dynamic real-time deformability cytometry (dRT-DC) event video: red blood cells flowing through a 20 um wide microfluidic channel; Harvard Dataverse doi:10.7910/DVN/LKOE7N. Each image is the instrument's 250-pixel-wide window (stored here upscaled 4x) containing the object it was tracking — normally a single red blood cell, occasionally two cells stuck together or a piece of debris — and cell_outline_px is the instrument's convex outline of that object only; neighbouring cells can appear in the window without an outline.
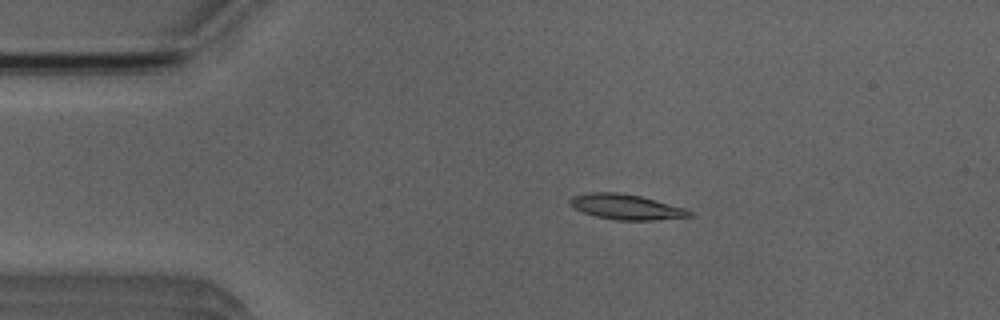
{"species": "Egyptian fruit bat (a non-hibernating species)", "species_latin": "Rousettus aegyptiacus", "temperature_condition": "room temperature", "stored_images_in_passage": 4, "camera_frame_rate_fps": 3000, "um_per_image_px": 0.085, "animal": {"sex": "male"}, "frame": {"image": 1, "passage_image": 3, "time_ms": 2.333, "image_size_px": [1000, 320], "cell_outline_px": [[692, 216], [652, 220], [616, 220], [596, 216], [572, 208], [568, 204], [568, 200], [572, 196], [592, 192], [616, 192], [640, 196], [684, 208], [692, 212]], "centroid_in_image_um": [53.15, 17.58], "position_along_channel_um": 31.8, "area_um2": 17.4}}
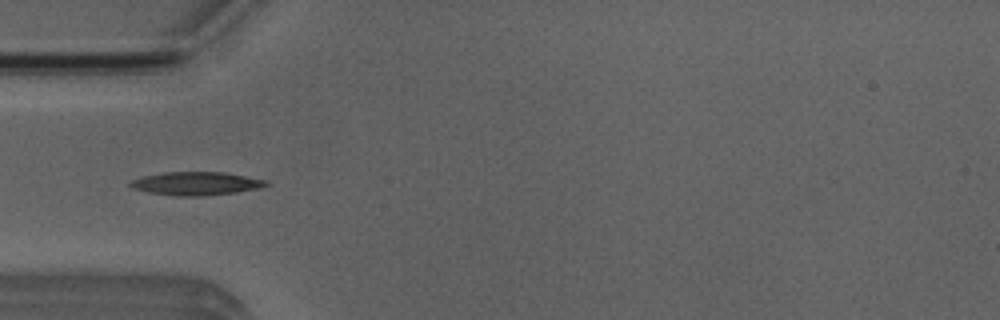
{"frame": {"image": 2, "passage_image": 4, "time_ms": 4.333, "image_size_px": [1000, 320], "cell_outline_px": [[272, 184], [260, 188], [236, 192], [204, 196], [176, 196], [148, 192], [132, 188], [128, 184], [132, 180], [144, 176], [164, 172], [224, 172], [268, 180]], "centroid_in_image_um": [16.72, 15.6], "position_along_channel_um": 68.3, "area_um2": 18.55}}